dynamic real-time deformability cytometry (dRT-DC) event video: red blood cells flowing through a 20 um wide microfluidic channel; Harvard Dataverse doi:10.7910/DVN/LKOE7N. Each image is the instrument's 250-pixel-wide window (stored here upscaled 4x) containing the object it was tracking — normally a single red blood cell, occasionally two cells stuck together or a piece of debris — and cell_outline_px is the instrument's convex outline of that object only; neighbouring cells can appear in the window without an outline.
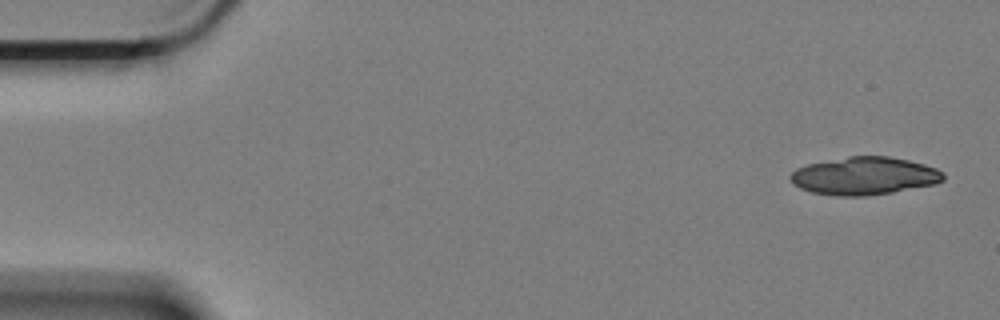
{"species": "Egyptian fruit bat (a non-hibernating species)", "species_latin": "Rousettus aegyptiacus", "temperature_condition": "cold", "stored_images_in_passage": 59, "segment_of_instrument_passage": [1, 2], "camera_frame_rate_fps": 3000, "um_per_image_px": 0.085, "animal": {"sex": "female"}, "frame": {"image": 1, "passage_image": 1, "time_ms": 0.0, "image_size_px": [1000, 320], "cell_outline_px": [[944, 180], [936, 184], [892, 192], [864, 196], [836, 196], [812, 192], [800, 188], [792, 184], [792, 172], [796, 168], [808, 164], [848, 156], [888, 156], [908, 160], [924, 164], [936, 168], [944, 176]], "centroid_in_image_um": [73.47, 14.95], "position_along_channel_um": 11.5, "area_um2": 33.52}}